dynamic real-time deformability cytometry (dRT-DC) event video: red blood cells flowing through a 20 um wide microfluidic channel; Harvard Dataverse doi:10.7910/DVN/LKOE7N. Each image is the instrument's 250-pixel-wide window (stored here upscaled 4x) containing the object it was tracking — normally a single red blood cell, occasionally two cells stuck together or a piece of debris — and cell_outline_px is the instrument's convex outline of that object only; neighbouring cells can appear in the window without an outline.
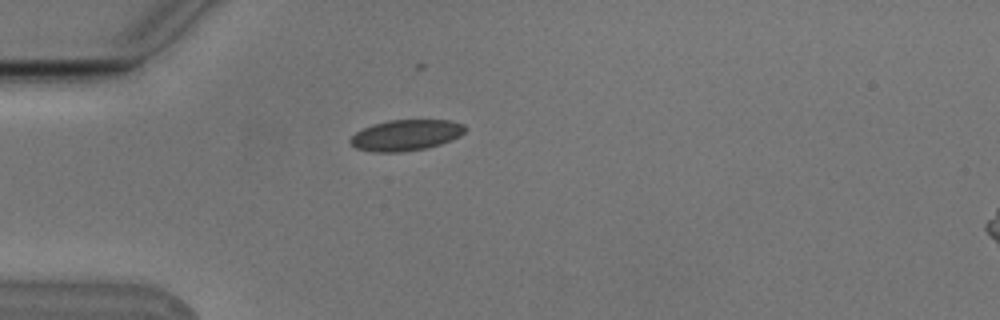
{"species": "Egyptian fruit bat (a non-hibernating species)", "species_latin": "Rousettus aegyptiacus", "temperature_condition": "cold", "stored_images_in_passage": 1, "camera_frame_rate_fps": 3000, "um_per_image_px": 0.085, "animal": {"sex": "male"}, "frame": {"image": 1, "passage_image": 1, "time_ms": 0.0, "image_size_px": [1000, 320], "cell_outline_px": [[468, 128], [460, 136], [452, 140], [428, 148], [404, 152], [372, 152], [356, 148], [348, 140], [356, 132], [372, 124], [388, 120], [452, 120], [464, 124]], "centroid_in_image_um": [34.53, 11.49], "position_along_channel_um": 50.5, "area_um2": 20.92}}